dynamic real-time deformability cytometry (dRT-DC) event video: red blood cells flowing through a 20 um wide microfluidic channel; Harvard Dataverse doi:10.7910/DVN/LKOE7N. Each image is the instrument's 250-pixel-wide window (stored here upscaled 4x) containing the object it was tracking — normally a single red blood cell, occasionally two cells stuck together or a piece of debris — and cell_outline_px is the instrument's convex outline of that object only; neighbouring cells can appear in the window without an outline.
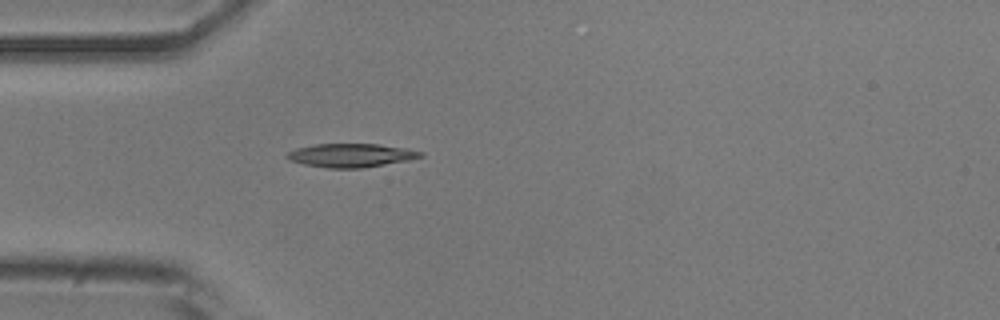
{"species": "common noctule bat (a hibernating species)", "species_latin": "Nyctalus noctula", "temperature_condition": "room temperature", "stored_images_in_passage": 6, "camera_frame_rate_fps": 3000, "um_per_image_px": 0.085, "animal": {"sex": "male", "body_mass_g": 20.5, "forearm_length_mm": 52.5}, "frame": {"image": 1, "passage_image": 6, "time_ms": 1.667, "image_size_px": [1000, 320], "cell_outline_px": [[424, 156], [408, 160], [364, 168], [328, 168], [304, 164], [292, 160], [284, 156], [288, 152], [296, 148], [316, 144], [376, 144], [408, 148], [424, 152]], "centroid_in_image_um": [29.87, 13.2], "position_along_channel_um": 55.1, "area_um2": 18.32}}